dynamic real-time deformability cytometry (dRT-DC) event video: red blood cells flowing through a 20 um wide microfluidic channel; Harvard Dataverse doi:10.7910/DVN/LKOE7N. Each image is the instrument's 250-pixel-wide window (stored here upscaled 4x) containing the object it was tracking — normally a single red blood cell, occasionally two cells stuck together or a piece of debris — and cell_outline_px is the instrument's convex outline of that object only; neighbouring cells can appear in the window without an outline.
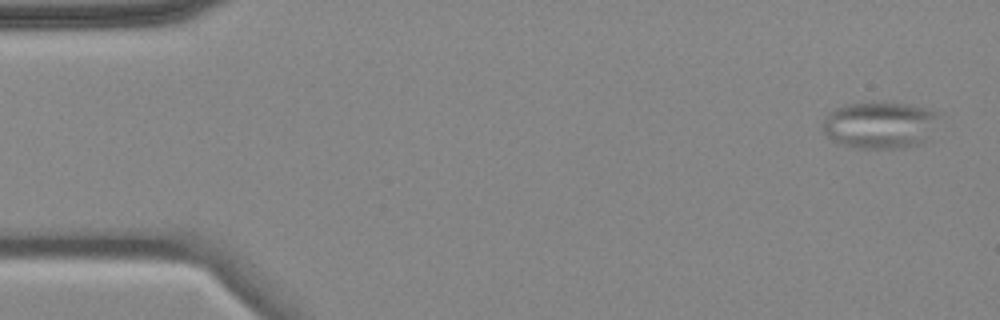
{"species": "common noctule bat (a hibernating species)", "species_latin": "Nyctalus noctula", "temperature_condition": "cold", "stored_images_in_passage": 7, "segment_of_instrument_passage": [1, 2], "camera_frame_rate_fps": 3000, "um_per_image_px": 0.085, "animal": {"sex": "female", "body_mass_g": 18.4}, "frame": {"image": 1, "passage_image": 1, "time_ms": 0.0, "image_size_px": [1000, 320], "cell_outline_px": [[940, 112], [928, 140], [920, 144], [904, 148], [856, 148], [832, 140], [824, 132], [824, 116], [828, 112], [844, 104], [872, 100], [884, 100], [912, 104], [928, 108]], "centroid_in_image_um": [74.81, 10.57], "position_along_channel_um": 10.2, "area_um2": 32.66}}
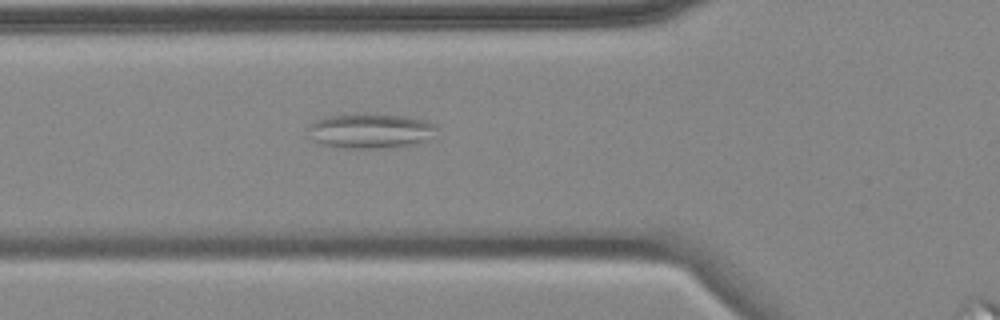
{"frame": {"image": 2, "passage_image": 6, "time_ms": 5.667, "image_size_px": [1000, 320], "cell_outline_px": [[440, 124], [424, 140], [412, 144], [388, 148], [336, 148], [312, 140], [308, 136], [312, 124], [316, 120], [328, 116], [364, 112], [372, 112], [408, 116], [428, 120]], "centroid_in_image_um": [31.49, 11.09], "position_along_channel_um": 94.3, "area_um2": 26.53}}